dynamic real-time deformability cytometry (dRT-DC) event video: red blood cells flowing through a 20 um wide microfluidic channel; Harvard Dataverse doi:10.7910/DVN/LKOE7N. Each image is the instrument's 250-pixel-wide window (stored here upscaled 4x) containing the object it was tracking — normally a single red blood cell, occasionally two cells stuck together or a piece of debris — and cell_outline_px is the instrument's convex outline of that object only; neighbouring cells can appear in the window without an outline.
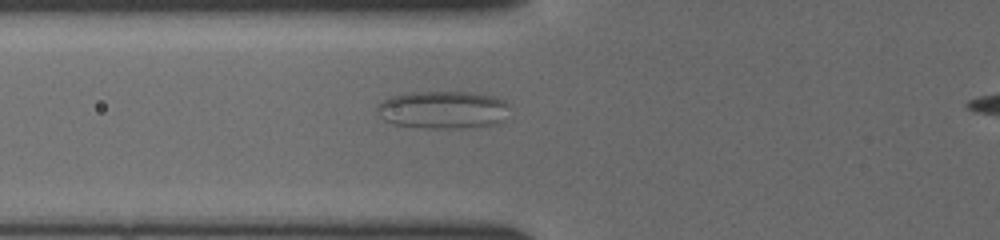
{"species": "common noctule bat (a hibernating species)", "species_latin": "Nyctalus noctula", "temperature_condition": "cold", "stored_images_in_passage": 35, "camera_frame_rate_fps": 3000, "um_per_image_px": 0.085, "animal": {"sex": "female", "body_mass_g": 19.5, "forearm_length_mm": 54.1}, "frame": {"image": 1, "passage_image": 5, "time_ms": 1.333, "image_size_px": [1000, 240], "cell_outline_px": [[508, 104], [496, 120], [488, 124], [456, 128], [428, 128], [396, 124], [384, 120], [376, 108], [384, 100], [392, 96], [412, 92], [468, 92], [492, 96], [504, 100]], "centroid_in_image_um": [37.53, 9.31], "position_along_channel_um": 88.3, "area_um2": 27.86}}
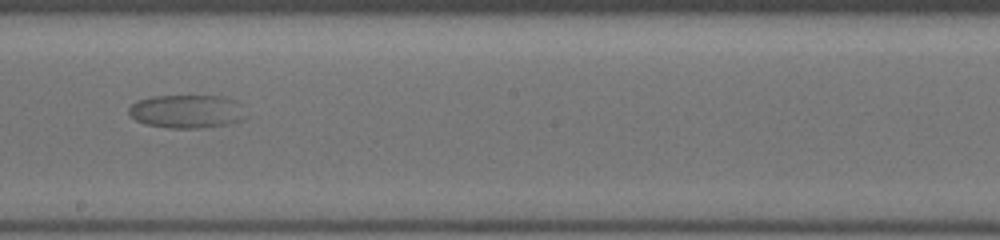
{"frame": {"image": 2, "passage_image": 16, "time_ms": 5.0, "image_size_px": [1000, 240], "cell_outline_px": [[236, 120], [224, 124], [196, 128], [168, 128], [144, 124], [136, 120], [128, 112], [128, 108], [132, 104], [140, 100], [152, 96], [216, 96], [228, 100]], "centroid_in_image_um": [15.51, 9.48], "position_along_channel_um": 232.7, "area_um2": 20.87}}
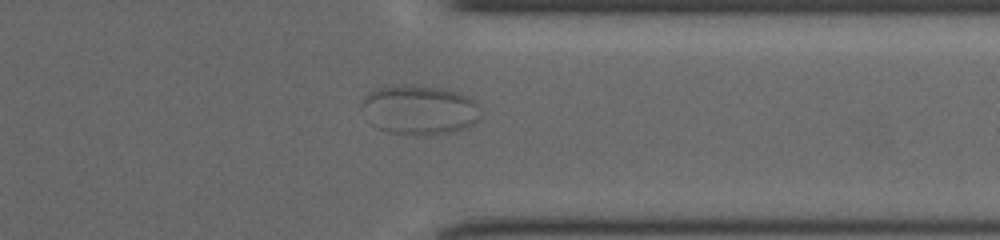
{"frame": {"image": 3, "passage_image": 27, "time_ms": 8.667, "image_size_px": [1000, 240], "cell_outline_px": [[480, 120], [456, 132], [424, 136], [416, 136], [388, 132], [380, 128], [364, 104], [364, 100], [368, 92], [384, 84], [404, 84], [436, 88], [456, 92], [472, 100], [476, 104], [480, 116]], "centroid_in_image_um": [35.71, 9.34], "position_along_channel_um": 375.7, "area_um2": 33.52}}